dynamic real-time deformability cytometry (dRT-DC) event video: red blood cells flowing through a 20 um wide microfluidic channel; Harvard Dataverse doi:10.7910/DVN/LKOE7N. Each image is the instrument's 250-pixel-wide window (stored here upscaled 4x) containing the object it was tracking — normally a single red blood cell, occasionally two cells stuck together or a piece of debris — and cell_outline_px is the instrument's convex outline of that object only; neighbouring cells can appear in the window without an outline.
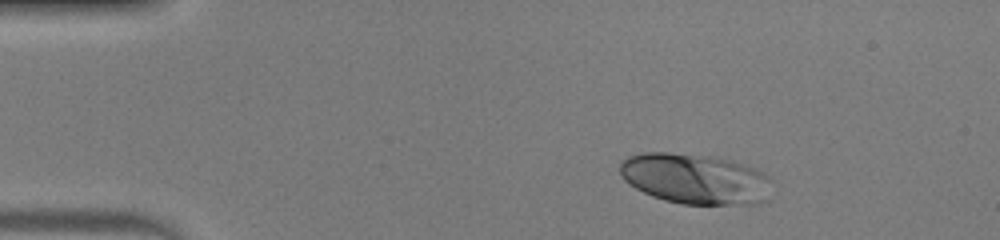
{"species": "human", "species_latin": "Homo sapiens", "temperature_condition": "warm", "stored_images_in_passage": 44, "camera_frame_rate_fps": 3000, "um_per_image_px": 0.085, "donor": {"sex": "male"}, "frame": {"image": 1, "passage_image": 1, "time_ms": 0.0, "image_size_px": [1000, 240], "cell_outline_px": [[772, 180], [764, 200], [752, 204], [680, 204], [664, 200], [652, 196], [628, 184], [620, 176], [620, 160], [628, 156], [644, 152], [668, 152], [716, 156], [732, 160], [764, 172]], "centroid_in_image_um": [59.04, 15.18], "position_along_channel_um": 26.0, "area_um2": 44.97}}
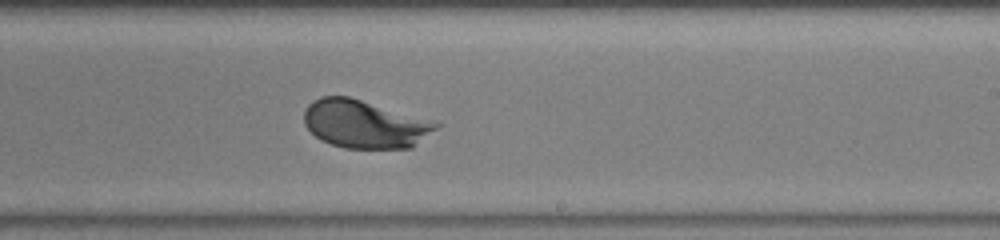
{"frame": {"image": 2, "passage_image": 24, "time_ms": 7.667, "image_size_px": [1000, 240], "cell_outline_px": [[440, 124], [436, 128], [412, 148], [344, 148], [320, 140], [304, 124], [304, 112], [308, 104], [312, 100], [320, 96], [348, 96], [440, 120]], "centroid_in_image_um": [31.05, 10.52], "position_along_channel_um": 258.0, "area_um2": 37.57}}
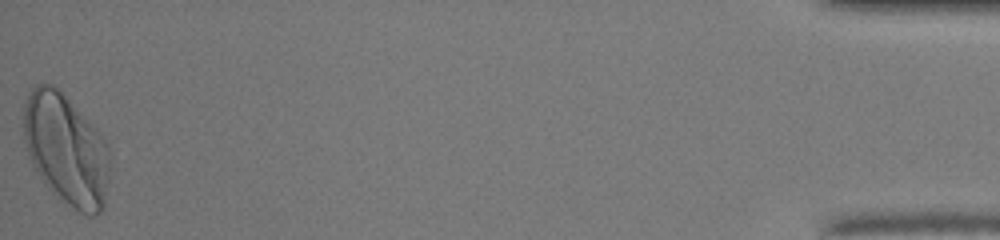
{"frame": {"image": 3, "passage_image": 44, "time_ms": 14.333, "image_size_px": [1000, 240], "cell_outline_px": [[108, 176], [104, 208], [100, 212], [92, 216], [88, 216], [80, 212], [60, 200], [48, 188], [32, 164], [28, 156], [24, 140], [24, 104], [32, 88], [36, 84], [52, 84], [100, 132], [108, 148]], "centroid_in_image_um": [5.61, 12.74], "position_along_channel_um": 429.6, "area_um2": 55.14}, "authors_computed_cell_mechanics": {"area_um2": 38.1769, "velocity_mm_per_s": 3.9992, "shape_relaxation_time_tau1_ms": 2.3489, "shape_relaxation_time_tau2_ms": null, "deformation_change_tau1": 0.1476, "deformation_change_tau2": null}}